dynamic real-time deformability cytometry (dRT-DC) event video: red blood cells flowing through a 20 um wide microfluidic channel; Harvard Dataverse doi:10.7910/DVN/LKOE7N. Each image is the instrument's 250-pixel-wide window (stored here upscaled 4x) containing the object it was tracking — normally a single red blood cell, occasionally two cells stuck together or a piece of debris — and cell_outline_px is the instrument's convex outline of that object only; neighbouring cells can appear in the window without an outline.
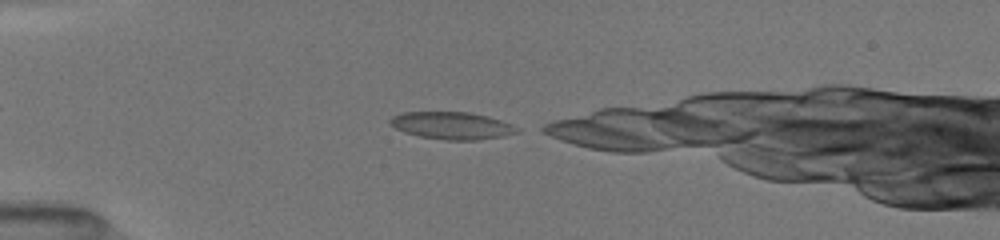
{"species": "common noctule bat (a hibernating species)", "species_latin": "Nyctalus noctula", "temperature_condition": "room temperature", "stored_images_in_passage": 6, "camera_frame_rate_fps": 3000, "um_per_image_px": 0.085, "animal": {"sex": "female", "body_mass_g": 19.5, "forearm_length_mm": 54.1}, "frame": {"image": 1, "passage_image": 2, "time_ms": 0.333, "image_size_px": [1000, 240], "cell_outline_px": [[504, 124], [496, 136], [472, 140], [448, 140], [420, 136], [396, 128], [392, 124], [392, 120], [396, 116], [404, 112], [464, 112], [496, 120]], "centroid_in_image_um": [38.05, 10.65], "position_along_channel_um": 47.0, "area_um2": 17.74}}